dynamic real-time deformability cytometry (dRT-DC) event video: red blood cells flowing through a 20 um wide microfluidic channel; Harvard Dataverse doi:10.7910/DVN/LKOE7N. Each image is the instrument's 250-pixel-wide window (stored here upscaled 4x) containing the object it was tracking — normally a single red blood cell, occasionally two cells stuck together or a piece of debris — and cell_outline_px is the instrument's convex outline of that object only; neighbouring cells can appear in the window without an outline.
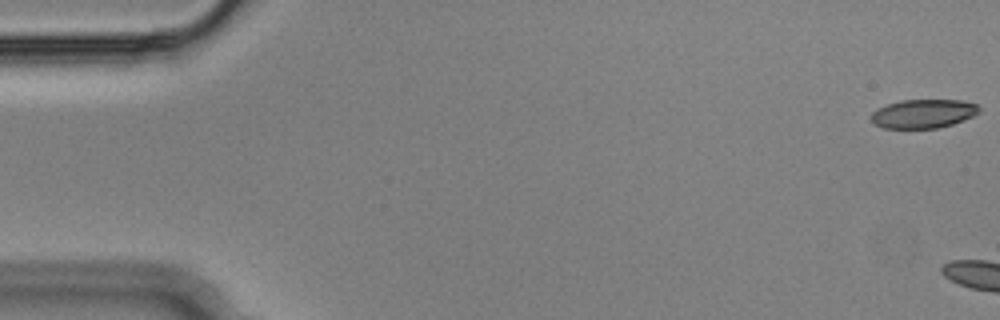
{"species": "Egyptian fruit bat (a non-hibernating species)", "species_latin": "Rousettus aegyptiacus", "temperature_condition": "cold", "stored_images_in_passage": 4, "camera_frame_rate_fps": 3000, "um_per_image_px": 0.085, "animal": {"sex": "male"}, "frame": {"image": 1, "passage_image": 1, "time_ms": 0.0, "image_size_px": [1000, 320], "cell_outline_px": [[980, 112], [964, 120], [952, 124], [936, 128], [884, 128], [872, 124], [872, 112], [876, 108], [900, 100], [960, 100], [976, 104], [980, 108]], "centroid_in_image_um": [78.46, 9.66], "position_along_channel_um": 6.5, "area_um2": 18.15}}